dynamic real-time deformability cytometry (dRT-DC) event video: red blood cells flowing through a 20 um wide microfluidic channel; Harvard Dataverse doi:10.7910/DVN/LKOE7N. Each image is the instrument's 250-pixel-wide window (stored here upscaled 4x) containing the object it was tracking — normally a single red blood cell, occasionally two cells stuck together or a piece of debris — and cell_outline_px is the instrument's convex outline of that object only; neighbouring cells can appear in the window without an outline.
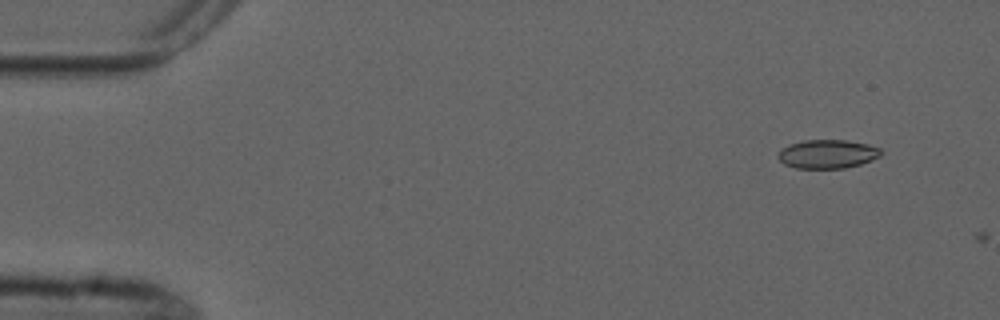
{"species": "common noctule bat (a hibernating species)", "species_latin": "Nyctalus noctula", "temperature_condition": "cold", "stored_images_in_passage": 4, "camera_frame_rate_fps": 3000, "um_per_image_px": 0.085, "animal": {"sex": "male", "forearm_length_mm": 52.5}, "frame": {"image": 1, "passage_image": 2, "time_ms": 1.0, "image_size_px": [1000, 320], "cell_outline_px": [[884, 152], [880, 156], [872, 160], [860, 164], [844, 168], [796, 168], [784, 164], [776, 156], [780, 148], [788, 144], [804, 140], [844, 140], [868, 144], [880, 148]], "centroid_in_image_um": [70.32, 13.08], "position_along_channel_um": 14.7, "area_um2": 17.4}}